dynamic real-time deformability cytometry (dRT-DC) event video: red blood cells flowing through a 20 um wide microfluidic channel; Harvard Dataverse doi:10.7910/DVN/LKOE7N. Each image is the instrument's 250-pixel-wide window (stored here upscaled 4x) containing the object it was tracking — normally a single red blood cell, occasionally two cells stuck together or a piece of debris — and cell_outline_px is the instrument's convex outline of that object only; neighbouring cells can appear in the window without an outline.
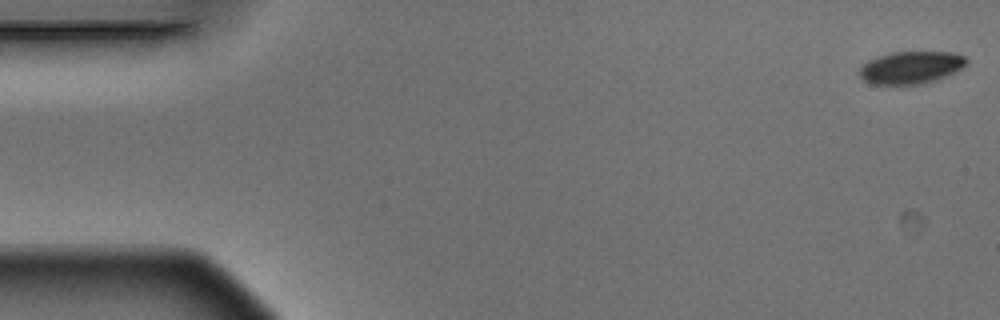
{"species": "Egyptian fruit bat (a non-hibernating species)", "species_latin": "Rousettus aegyptiacus", "temperature_condition": "warm", "stored_images_in_passage": 12, "camera_frame_rate_fps": 3000, "um_per_image_px": 0.085, "animal": {"sex": "male"}, "frame": {"image": 1, "passage_image": 1, "time_ms": 0.0, "image_size_px": [1000, 320], "cell_outline_px": [[968, 64], [936, 80], [920, 84], [872, 84], [864, 80], [860, 76], [860, 68], [868, 60], [892, 52], [956, 52], [964, 56], [968, 60]], "centroid_in_image_um": [77.44, 5.73], "position_along_channel_um": 7.6, "area_um2": 20.0}}
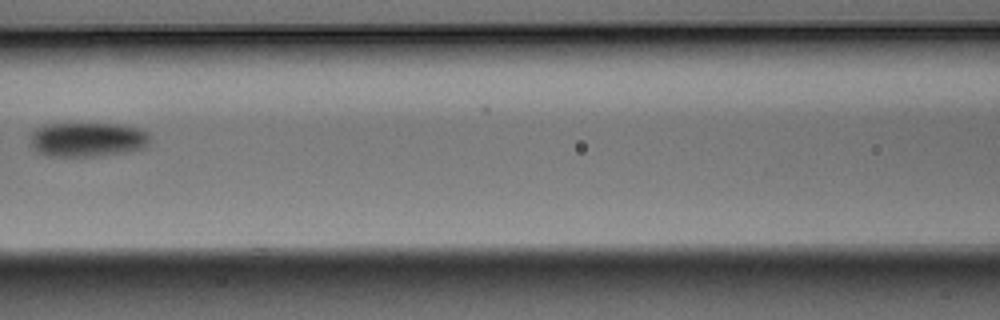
{"frame": {"image": 2, "passage_image": 7, "time_ms": 2.0, "image_size_px": [1000, 320], "cell_outline_px": [[148, 144], [144, 148], [128, 152], [92, 156], [48, 156], [36, 152], [32, 144], [32, 132], [36, 128], [44, 124], [116, 124], [140, 128], [148, 132]], "centroid_in_image_um": [7.44, 11.86], "position_along_channel_um": 159.2, "area_um2": 23.93}}
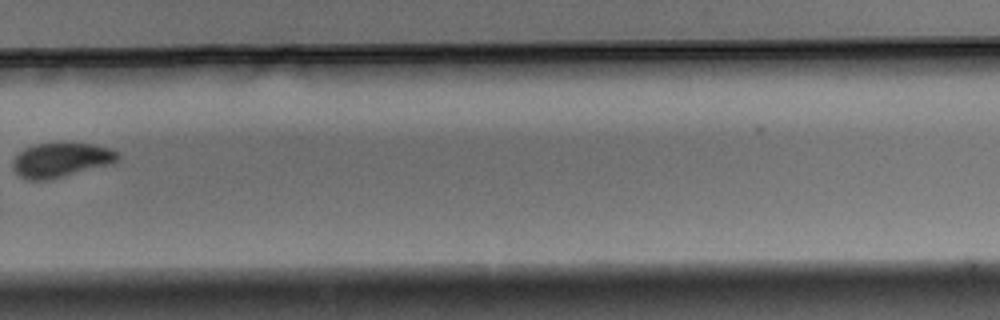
{"frame": {"image": 3, "passage_image": 11, "time_ms": 3.333, "image_size_px": [1000, 320], "cell_outline_px": [[120, 160], [112, 164], [48, 180], [28, 180], [20, 176], [12, 168], [12, 160], [24, 148], [36, 144], [92, 144], [108, 148], [116, 152], [120, 156]], "centroid_in_image_um": [5.18, 13.62], "position_along_channel_um": 324.6, "area_um2": 20.87}}